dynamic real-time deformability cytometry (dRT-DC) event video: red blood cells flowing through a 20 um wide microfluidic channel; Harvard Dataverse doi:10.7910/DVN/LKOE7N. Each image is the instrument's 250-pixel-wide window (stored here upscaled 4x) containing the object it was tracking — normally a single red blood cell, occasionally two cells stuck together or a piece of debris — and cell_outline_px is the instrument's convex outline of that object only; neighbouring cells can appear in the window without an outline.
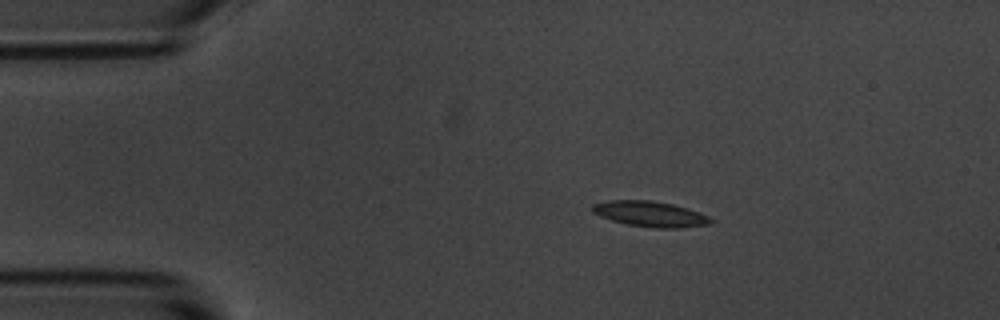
{"species": "common noctule bat (a hibernating species)", "species_latin": "Nyctalus noctula", "temperature_condition": "room temperature", "stored_images_in_passage": 4, "camera_frame_rate_fps": 3000, "um_per_image_px": 0.085, "animal": {"sex": "male", "body_mass_g": 20.1, "forearm_length_mm": 53.5}, "frame": {"image": 1, "passage_image": 2, "time_ms": 1.333, "image_size_px": [1000, 320], "cell_outline_px": [[716, 220], [708, 224], [680, 228], [656, 228], [628, 224], [612, 220], [600, 216], [592, 212], [592, 204], [608, 200], [652, 200], [672, 204], [688, 208], [700, 212]], "centroid_in_image_um": [55.28, 18.18], "position_along_channel_um": 29.7, "area_um2": 17.63}}